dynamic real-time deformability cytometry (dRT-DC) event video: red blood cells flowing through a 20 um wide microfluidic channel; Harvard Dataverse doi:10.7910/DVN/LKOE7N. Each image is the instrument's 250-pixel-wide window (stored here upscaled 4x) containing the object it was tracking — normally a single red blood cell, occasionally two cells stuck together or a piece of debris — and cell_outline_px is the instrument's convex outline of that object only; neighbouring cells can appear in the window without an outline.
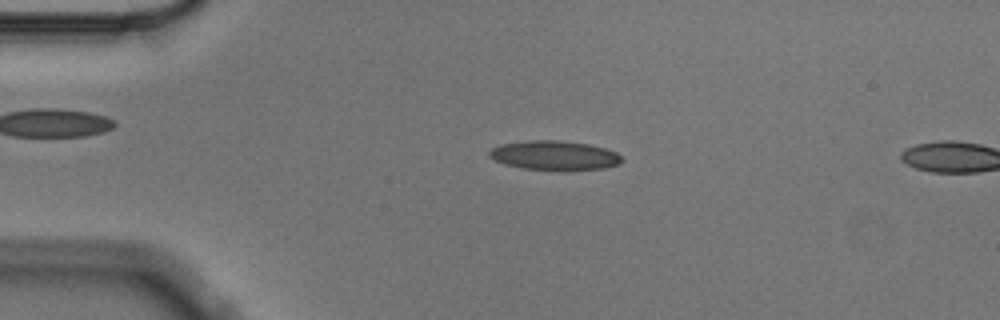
{"species": "Egyptian fruit bat (a non-hibernating species)", "species_latin": "Rousettus aegyptiacus", "temperature_condition": "cold", "stored_images_in_passage": 4, "camera_frame_rate_fps": 3000, "um_per_image_px": 0.085, "animal": {"sex": "male"}, "frame": {"image": 1, "passage_image": 3, "time_ms": 0.667, "image_size_px": [1000, 320], "cell_outline_px": [[624, 160], [620, 164], [604, 168], [568, 172], [564, 172], [524, 168], [504, 164], [488, 156], [488, 152], [492, 148], [504, 144], [532, 140], [560, 140], [588, 144], [604, 148], [616, 152]], "centroid_in_image_um": [47.18, 13.24], "position_along_channel_um": 37.8, "area_um2": 23.0}}